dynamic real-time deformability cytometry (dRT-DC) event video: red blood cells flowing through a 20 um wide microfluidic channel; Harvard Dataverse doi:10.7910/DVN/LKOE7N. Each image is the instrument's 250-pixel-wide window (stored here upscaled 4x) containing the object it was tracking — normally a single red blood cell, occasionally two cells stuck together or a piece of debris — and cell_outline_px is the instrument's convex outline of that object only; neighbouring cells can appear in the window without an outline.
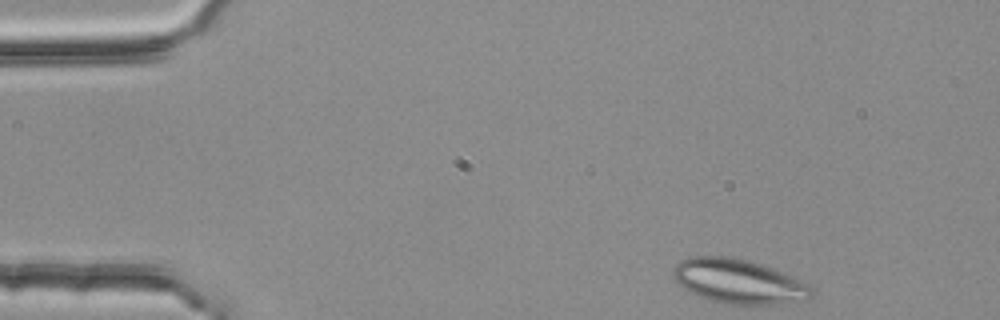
{"species": "common noctule bat (a hibernating species)", "species_latin": "Nyctalus noctula", "temperature_condition": "room temperature", "stored_images_in_passage": 3, "camera_frame_rate_fps": 3000, "um_per_image_px": 0.085, "animal": {"sex": "female", "body_mass_g": 25.1}, "frame": {"image": 1, "passage_image": 1, "time_ms": 0.0, "image_size_px": [1000, 320], "cell_outline_px": [[816, 288], [812, 296], [808, 300], [780, 304], [728, 304], [708, 300], [684, 288], [672, 276], [672, 268], [680, 260], [688, 256], [732, 256], [752, 260], [792, 276]], "centroid_in_image_um": [62.81, 23.9], "position_along_channel_um": 22.2, "area_um2": 36.24}}